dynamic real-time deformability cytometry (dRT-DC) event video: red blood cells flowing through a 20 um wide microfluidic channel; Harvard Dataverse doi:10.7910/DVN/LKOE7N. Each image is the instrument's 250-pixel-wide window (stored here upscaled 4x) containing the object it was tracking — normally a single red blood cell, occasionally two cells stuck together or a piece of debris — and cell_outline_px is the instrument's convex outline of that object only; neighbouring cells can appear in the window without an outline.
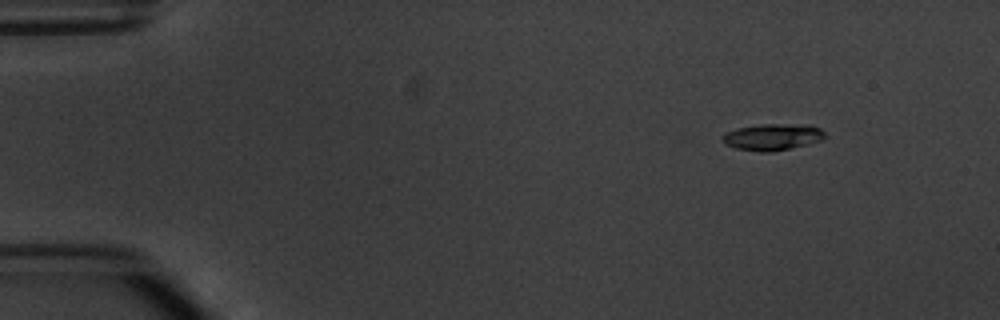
{"species": "common noctule bat (a hibernating species)", "species_latin": "Nyctalus noctula", "temperature_condition": "warm", "stored_images_in_passage": 3, "camera_frame_rate_fps": 3000, "um_per_image_px": 0.085, "animal": {"sex": "male", "body_mass_g": 20.1, "forearm_length_mm": 53.5}, "frame": {"image": 1, "passage_image": 1, "time_ms": 0.0, "image_size_px": [1000, 320], "cell_outline_px": [[824, 136], [820, 140], [772, 152], [760, 152], [736, 148], [724, 144], [720, 136], [724, 132], [736, 128], [764, 124], [808, 124], [820, 128], [824, 132]], "centroid_in_image_um": [65.59, 11.63], "position_along_channel_um": 19.4, "area_um2": 15.78}}
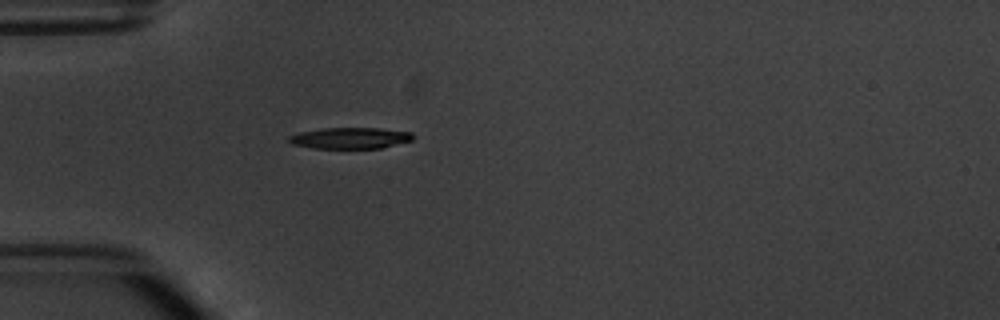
{"frame": {"image": 2, "passage_image": 3, "time_ms": 3.333, "image_size_px": [1000, 320], "cell_outline_px": [[412, 140], [380, 148], [312, 148], [292, 144], [288, 140], [288, 136], [300, 132], [324, 128], [376, 128], [412, 132]], "centroid_in_image_um": [29.73, 11.73], "position_along_channel_um": 55.3, "area_um2": 15.14}}